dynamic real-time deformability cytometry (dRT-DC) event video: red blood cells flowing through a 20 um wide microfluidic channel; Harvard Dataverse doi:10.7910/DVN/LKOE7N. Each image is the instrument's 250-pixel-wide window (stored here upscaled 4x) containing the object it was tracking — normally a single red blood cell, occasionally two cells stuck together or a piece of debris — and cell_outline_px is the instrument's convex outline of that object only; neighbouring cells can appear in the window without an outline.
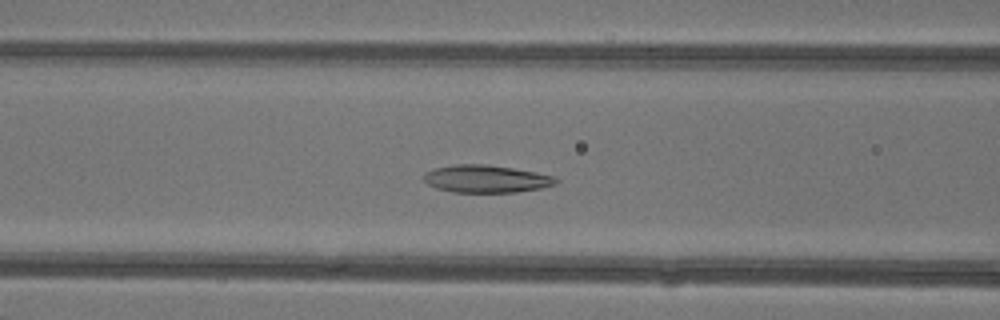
{"species": "common noctule bat (a hibernating species)", "species_latin": "Nyctalus noctula", "temperature_condition": "warm", "stored_images_in_passage": 45, "camera_frame_rate_fps": 3000, "um_per_image_px": 0.085, "animal": {"sex": "female"}, "frame": {"image": 1, "passage_image": 17, "time_ms": 5.333, "image_size_px": [1000, 320], "cell_outline_px": [[560, 180], [556, 184], [540, 188], [516, 192], [452, 192], [436, 188], [428, 184], [424, 180], [424, 172], [432, 168], [456, 164], [484, 164], [512, 168], [536, 172], [556, 176]], "centroid_in_image_um": [41.32, 15.2], "position_along_channel_um": 125.3, "area_um2": 21.33}}
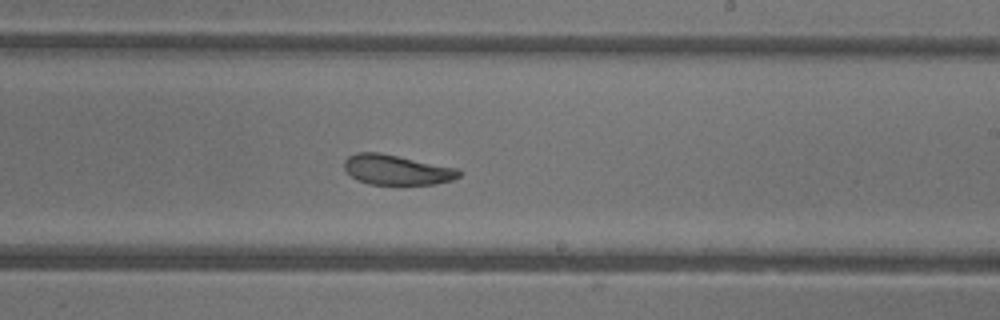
{"frame": {"image": 2, "passage_image": 26, "time_ms": 8.333, "image_size_px": [1000, 320], "cell_outline_px": [[464, 172], [460, 176], [452, 180], [436, 184], [368, 184], [352, 176], [344, 168], [344, 160], [348, 156], [356, 152], [376, 152], [456, 168]], "centroid_in_image_um": [33.72, 14.44], "position_along_channel_um": 255.3, "area_um2": 19.77}}
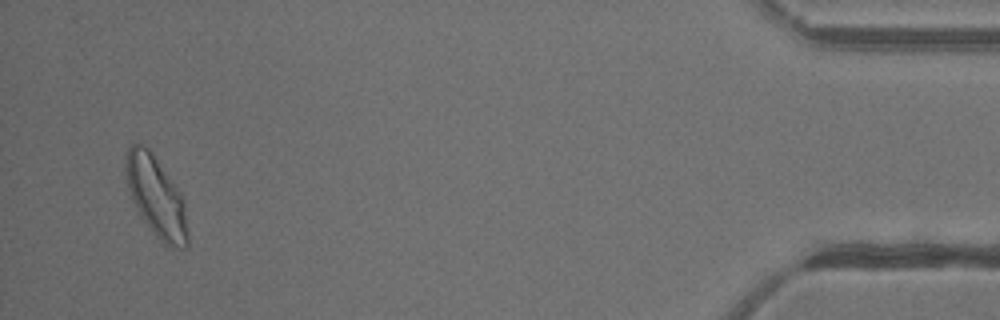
{"frame": {"image": 3, "passage_image": 43, "time_ms": 14.0, "image_size_px": [1000, 320], "cell_outline_px": [[188, 248], [180, 248], [164, 244], [156, 236], [136, 212], [128, 188], [124, 168], [124, 160], [128, 148], [132, 144], [140, 144], [148, 148], [180, 192], [184, 200], [188, 232]], "centroid_in_image_um": [13.26, 16.75], "position_along_channel_um": 421.9, "area_um2": 29.07}, "authors_computed_cell_mechanics": {"area_um2": 23.2934, "velocity_mm_per_s": 4.3389, "shape_relaxation_time_tau1_ms": 9.5474, "shape_relaxation_time_tau2_ms": 2.2803, "deformation_change_tau1": 0.2346, "deformation_change_tau2": 0.0821}}